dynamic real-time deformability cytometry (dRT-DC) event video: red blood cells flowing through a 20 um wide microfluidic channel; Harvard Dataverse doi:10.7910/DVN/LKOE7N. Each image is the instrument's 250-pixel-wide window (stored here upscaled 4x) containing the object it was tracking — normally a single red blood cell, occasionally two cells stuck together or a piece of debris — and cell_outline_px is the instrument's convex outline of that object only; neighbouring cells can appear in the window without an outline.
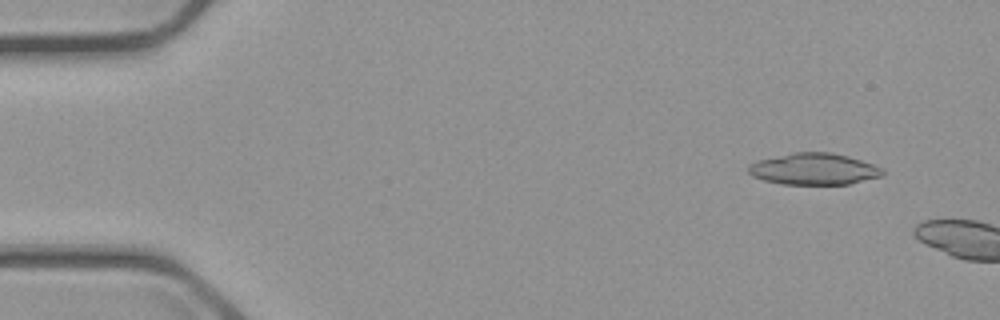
{"species": "common noctule bat (a hibernating species)", "species_latin": "Nyctalus noctula", "temperature_condition": "cold", "stored_images_in_passage": 6, "camera_frame_rate_fps": 3000, "um_per_image_px": 0.085, "animal": {"sex": "male", "body_mass_g": 23.1, "forearm_length_mm": 52.7}, "frame": {"image": 1, "passage_image": 2, "time_ms": 0.333, "image_size_px": [1000, 320], "cell_outline_px": [[884, 172], [880, 176], [848, 184], [784, 184], [764, 180], [752, 176], [748, 172], [748, 164], [756, 160], [792, 152], [828, 152], [848, 156], [884, 168]], "centroid_in_image_um": [69.13, 14.36], "position_along_channel_um": 15.9, "area_um2": 24.62}}